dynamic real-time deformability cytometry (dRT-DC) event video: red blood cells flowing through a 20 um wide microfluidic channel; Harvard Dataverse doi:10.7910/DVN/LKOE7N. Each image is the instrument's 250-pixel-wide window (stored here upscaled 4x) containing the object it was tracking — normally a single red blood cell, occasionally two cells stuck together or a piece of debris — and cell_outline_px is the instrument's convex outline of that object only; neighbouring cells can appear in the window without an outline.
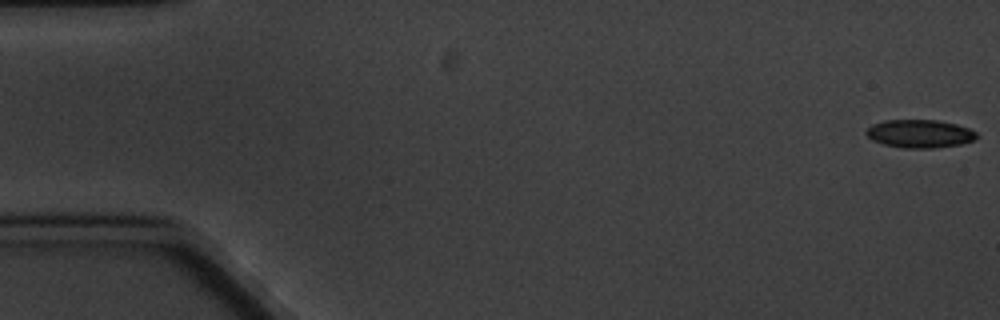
{"species": "common noctule bat (a hibernating species)", "species_latin": "Nyctalus noctula", "temperature_condition": "cold", "stored_images_in_passage": 8, "camera_frame_rate_fps": 3000, "um_per_image_px": 0.085, "animal": {"sex": "male", "body_mass_g": 20.1, "forearm_length_mm": 53.5}, "frame": {"image": 1, "passage_image": 1, "time_ms": 0.0, "image_size_px": [1000, 320], "cell_outline_px": [[980, 136], [972, 140], [960, 144], [936, 148], [904, 148], [884, 144], [872, 140], [864, 132], [872, 124], [884, 120], [936, 120], [956, 124], [968, 128], [976, 132]], "centroid_in_image_um": [78.17, 11.36], "position_along_channel_um": 6.8, "area_um2": 18.09}}
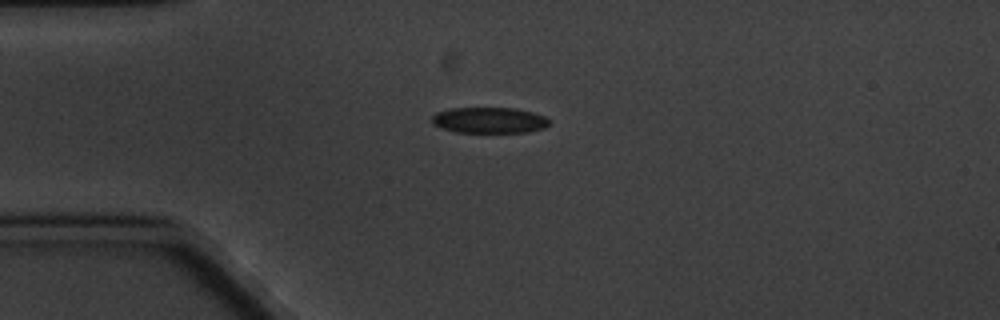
{"frame": {"image": 2, "passage_image": 5, "time_ms": 4.667, "image_size_px": [1000, 320], "cell_outline_px": [[552, 124], [544, 128], [528, 132], [456, 132], [440, 128], [432, 124], [432, 116], [436, 112], [452, 108], [516, 108], [532, 112], [544, 116]], "centroid_in_image_um": [41.58, 10.22], "position_along_channel_um": 43.4, "area_um2": 17.8}}